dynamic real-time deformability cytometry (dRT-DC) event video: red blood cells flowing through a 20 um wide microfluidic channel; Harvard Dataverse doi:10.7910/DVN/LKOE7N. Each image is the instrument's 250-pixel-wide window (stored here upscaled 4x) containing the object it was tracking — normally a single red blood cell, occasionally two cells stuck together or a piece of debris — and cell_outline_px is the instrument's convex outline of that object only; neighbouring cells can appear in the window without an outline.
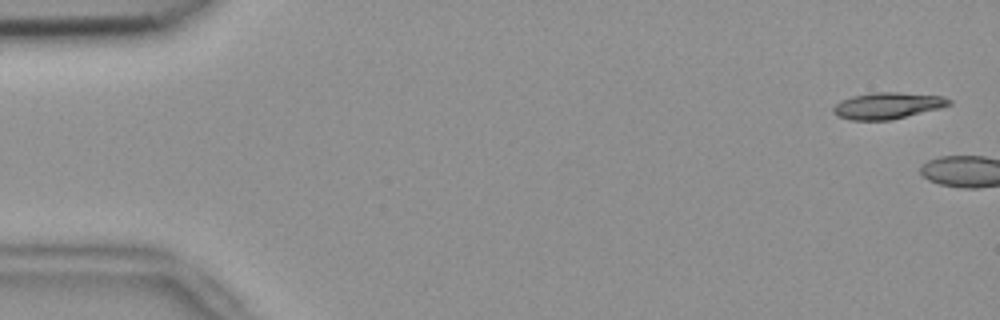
{"species": "common noctule bat (a hibernating species)", "species_latin": "Nyctalus noctula", "temperature_condition": "room temperature", "stored_images_in_passage": 4, "camera_frame_rate_fps": 3000, "um_per_image_px": 0.085, "animal": {"sex": "female", "body_mass_g": 18.4}, "frame": {"image": 1, "passage_image": 2, "time_ms": 0.333, "image_size_px": [1000, 320], "cell_outline_px": [[952, 104], [940, 108], [892, 120], [852, 120], [836, 116], [832, 112], [832, 108], [840, 100], [852, 96], [872, 92], [896, 92], [944, 96], [952, 100]], "centroid_in_image_um": [75.43, 8.98], "position_along_channel_um": 9.6, "area_um2": 18.03}}